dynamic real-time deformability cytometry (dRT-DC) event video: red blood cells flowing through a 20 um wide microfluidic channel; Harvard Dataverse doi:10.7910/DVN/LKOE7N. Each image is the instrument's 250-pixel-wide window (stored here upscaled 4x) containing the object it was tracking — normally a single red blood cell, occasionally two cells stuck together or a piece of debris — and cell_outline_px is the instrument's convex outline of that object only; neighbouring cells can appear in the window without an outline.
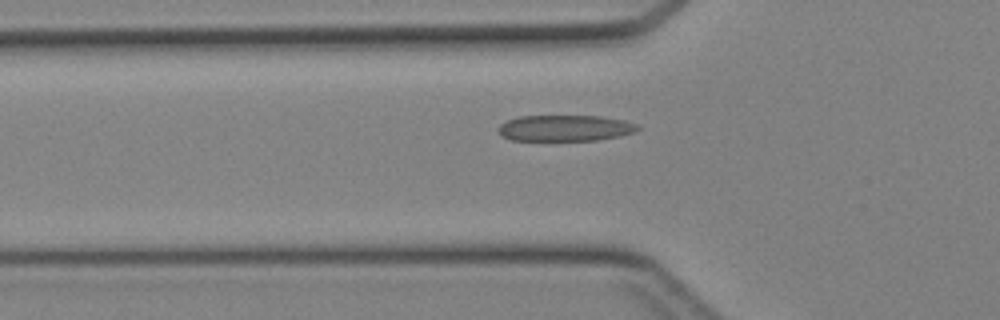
{"species": "Egyptian fruit bat (a non-hibernating species)", "species_latin": "Rousettus aegyptiacus", "temperature_condition": "cold", "stored_images_in_passage": 28, "camera_frame_rate_fps": 3000, "um_per_image_px": 0.085, "animal": {"sex": "female"}, "frame": {"image": 1, "passage_image": 4, "time_ms": 1.0, "image_size_px": [1000, 320], "cell_outline_px": [[640, 128], [636, 132], [620, 136], [600, 140], [512, 140], [500, 136], [496, 132], [496, 128], [500, 124], [508, 120], [520, 116], [600, 116], [624, 120], [636, 124]], "centroid_in_image_um": [48.0, 10.89], "position_along_channel_um": 77.8, "area_um2": 21.39}}
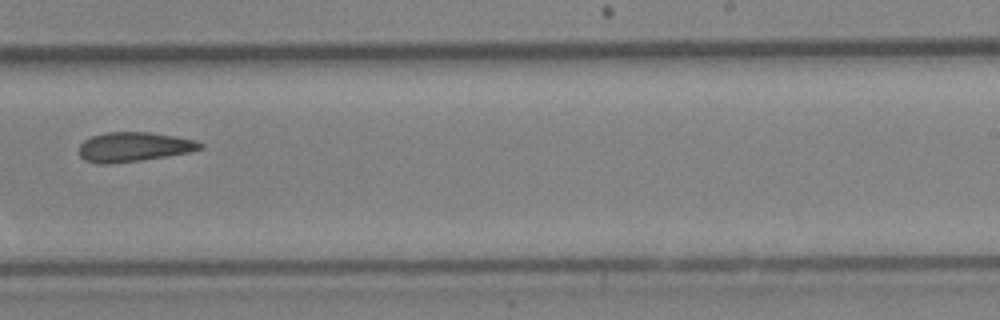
{"frame": {"image": 2, "passage_image": 17, "time_ms": 5.333, "image_size_px": [1000, 320], "cell_outline_px": [[204, 148], [192, 152], [140, 160], [108, 164], [96, 164], [84, 160], [80, 156], [80, 144], [84, 140], [92, 136], [104, 132], [148, 132], [196, 140], [204, 144]], "centroid_in_image_um": [11.38, 12.49], "position_along_channel_um": 277.6, "area_um2": 20.87}}
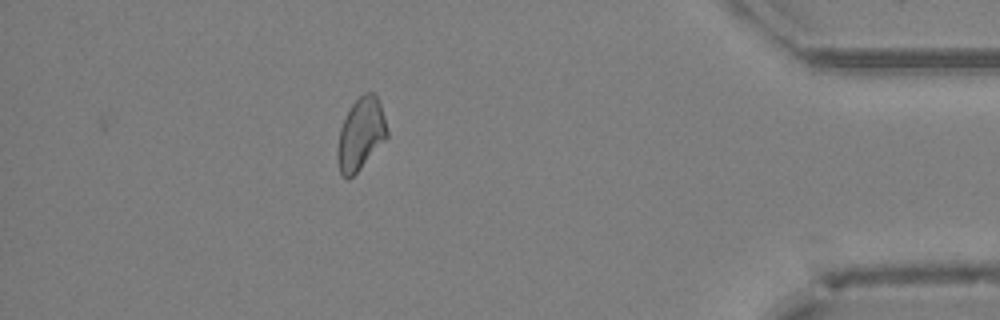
{"frame": {"image": 3, "passage_image": 28, "time_ms": 9.0, "image_size_px": [1000, 320], "cell_outline_px": [[388, 136], [360, 168], [348, 180], [340, 172], [336, 156], [336, 152], [340, 128], [352, 104], [364, 92], [372, 92], [376, 96], [380, 104], [384, 116], [388, 132]], "centroid_in_image_um": [30.65, 11.39], "position_along_channel_um": 404.6, "area_um2": 20.46}}